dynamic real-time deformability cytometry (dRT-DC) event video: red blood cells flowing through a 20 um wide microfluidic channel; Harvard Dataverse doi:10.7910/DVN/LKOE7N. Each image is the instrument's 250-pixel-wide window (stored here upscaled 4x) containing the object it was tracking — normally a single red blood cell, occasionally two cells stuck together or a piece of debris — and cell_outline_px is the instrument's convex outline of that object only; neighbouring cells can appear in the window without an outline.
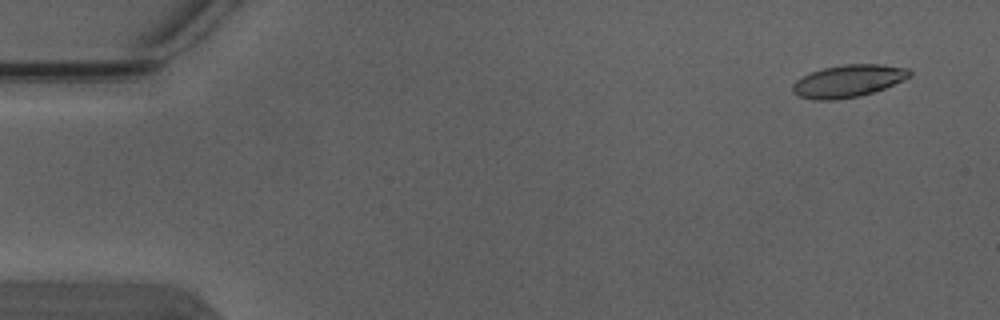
{"species": "Egyptian fruit bat (a non-hibernating species)", "species_latin": "Rousettus aegyptiacus", "temperature_condition": "warm", "stored_images_in_passage": 2, "camera_frame_rate_fps": 3000, "um_per_image_px": 0.085, "animal": {"sex": "male"}, "frame": {"image": 1, "passage_image": 2, "time_ms": 0.333, "image_size_px": [1000, 320], "cell_outline_px": [[912, 76], [904, 80], [884, 88], [860, 96], [836, 100], [812, 100], [800, 96], [792, 92], [792, 84], [796, 80], [812, 72], [824, 68], [844, 64], [880, 64], [908, 68], [912, 72]], "centroid_in_image_um": [72.11, 6.89], "position_along_channel_um": 12.9, "area_um2": 22.08}}